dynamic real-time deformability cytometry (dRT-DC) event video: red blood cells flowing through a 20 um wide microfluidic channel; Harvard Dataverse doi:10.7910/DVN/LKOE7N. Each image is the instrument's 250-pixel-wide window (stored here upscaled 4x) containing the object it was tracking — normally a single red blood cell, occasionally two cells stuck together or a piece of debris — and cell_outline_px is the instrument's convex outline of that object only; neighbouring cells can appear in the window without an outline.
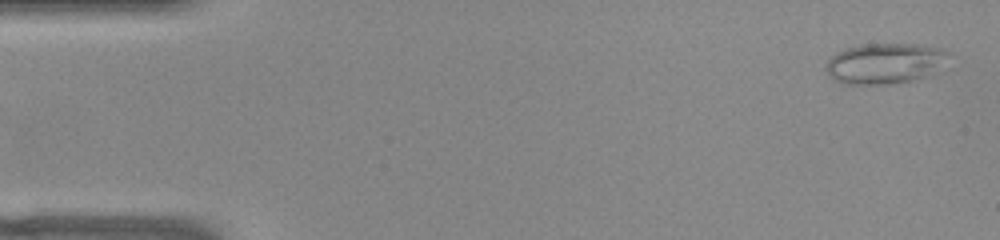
{"species": "common noctule bat (a hibernating species)", "species_latin": "Nyctalus noctula", "temperature_condition": "warm", "stored_images_in_passage": 53, "camera_frame_rate_fps": 3000, "um_per_image_px": 0.085, "animal": {"sex": "female", "body_mass_g": 22.0, "forearm_length_mm": 56.7}, "frame": {"image": 1, "passage_image": 2, "time_ms": 0.333, "image_size_px": [1000, 240], "cell_outline_px": [[948, 52], [928, 76], [912, 80], [888, 84], [840, 84], [828, 76], [828, 60], [836, 52], [844, 48], [860, 44], [920, 44], [940, 48]], "centroid_in_image_um": [75.1, 5.38], "position_along_channel_um": 9.9, "area_um2": 28.5}}
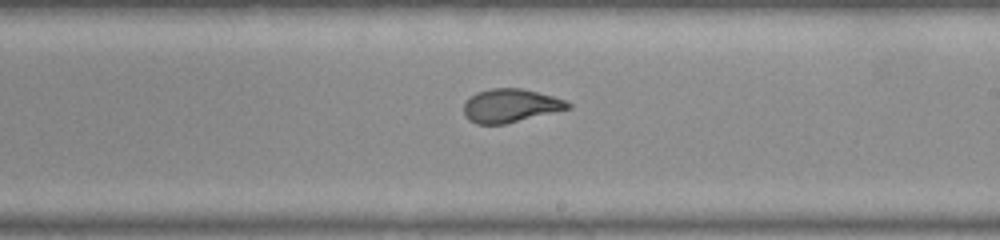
{"frame": {"image": 2, "passage_image": 30, "time_ms": 9.667, "image_size_px": [1000, 240], "cell_outline_px": [[572, 108], [504, 124], [476, 124], [468, 120], [464, 116], [464, 104], [476, 92], [492, 88], [520, 88], [552, 96], [564, 100], [572, 104]], "centroid_in_image_um": [43.38, 8.99], "position_along_channel_um": 245.6, "area_um2": 20.17}}
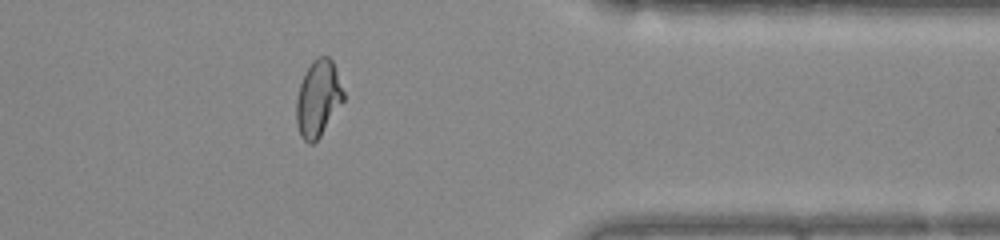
{"frame": {"image": 3, "passage_image": 42, "time_ms": 13.667, "image_size_px": [1000, 240], "cell_outline_px": [[344, 100], [320, 136], [312, 144], [308, 144], [300, 136], [296, 120], [296, 100], [300, 84], [304, 72], [312, 60], [320, 56], [328, 56], [332, 60], [344, 92]], "centroid_in_image_um": [27.02, 8.36], "position_along_channel_um": 384.4, "area_um2": 20.92}, "authors_computed_cell_mechanics": {"area_um2": 21.3282, "velocity_mm_per_s": 3.8787, "shape_relaxation_time_tau1_ms": 7.7136, "shape_relaxation_time_tau2_ms": 0.7037, "deformation_change_tau1": 0.2461, "deformation_change_tau2": 0.0662}}